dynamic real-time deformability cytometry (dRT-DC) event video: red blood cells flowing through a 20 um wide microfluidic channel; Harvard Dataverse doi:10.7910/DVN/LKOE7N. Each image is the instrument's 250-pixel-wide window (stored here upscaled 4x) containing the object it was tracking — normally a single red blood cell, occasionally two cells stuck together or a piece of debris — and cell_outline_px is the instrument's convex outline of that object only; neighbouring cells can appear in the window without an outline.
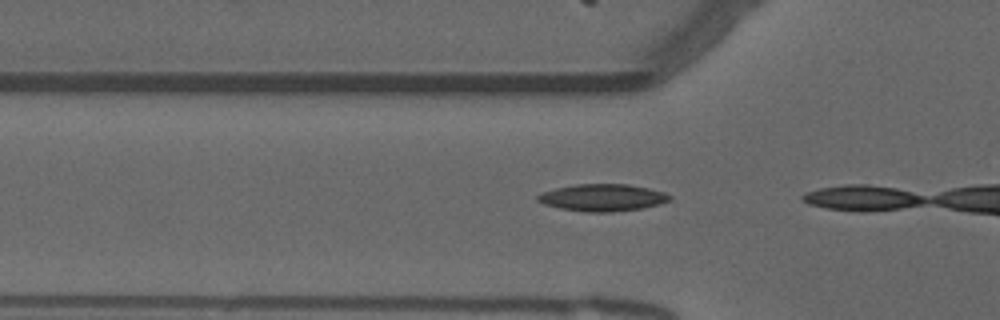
{"species": "common noctule bat (a hibernating species)", "species_latin": "Nyctalus noctula", "temperature_condition": "warm", "stored_images_in_passage": 5, "camera_frame_rate_fps": 3000, "um_per_image_px": 0.085, "animal": {"sex": "male", "forearm_length_mm": 52.5}, "frame": {"image": 1, "passage_image": 4, "time_ms": 1.0, "image_size_px": [1000, 320], "cell_outline_px": [[672, 200], [660, 204], [640, 208], [612, 212], [584, 212], [560, 208], [544, 204], [536, 200], [536, 196], [544, 192], [556, 188], [576, 184], [628, 184], [648, 188], [664, 192], [672, 196]], "centroid_in_image_um": [51.23, 16.8], "position_along_channel_um": 74.6, "area_um2": 20.81}}